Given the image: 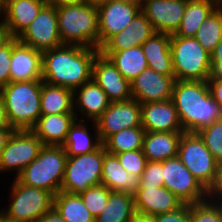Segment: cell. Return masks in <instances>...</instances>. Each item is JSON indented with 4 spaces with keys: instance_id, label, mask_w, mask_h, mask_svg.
I'll return each mask as SVG.
<instances>
[{
    "instance_id": "1",
    "label": "cell",
    "mask_w": 222,
    "mask_h": 222,
    "mask_svg": "<svg viewBox=\"0 0 222 222\" xmlns=\"http://www.w3.org/2000/svg\"><path fill=\"white\" fill-rule=\"evenodd\" d=\"M100 49L62 45L42 52V81L72 91L92 79Z\"/></svg>"
},
{
    "instance_id": "2",
    "label": "cell",
    "mask_w": 222,
    "mask_h": 222,
    "mask_svg": "<svg viewBox=\"0 0 222 222\" xmlns=\"http://www.w3.org/2000/svg\"><path fill=\"white\" fill-rule=\"evenodd\" d=\"M171 100L185 132H197L222 117L207 81L176 80Z\"/></svg>"
},
{
    "instance_id": "3",
    "label": "cell",
    "mask_w": 222,
    "mask_h": 222,
    "mask_svg": "<svg viewBox=\"0 0 222 222\" xmlns=\"http://www.w3.org/2000/svg\"><path fill=\"white\" fill-rule=\"evenodd\" d=\"M60 38L63 45L99 49L98 8L96 3L56 7Z\"/></svg>"
},
{
    "instance_id": "4",
    "label": "cell",
    "mask_w": 222,
    "mask_h": 222,
    "mask_svg": "<svg viewBox=\"0 0 222 222\" xmlns=\"http://www.w3.org/2000/svg\"><path fill=\"white\" fill-rule=\"evenodd\" d=\"M10 126L31 130L41 114V80L10 82L0 89Z\"/></svg>"
},
{
    "instance_id": "5",
    "label": "cell",
    "mask_w": 222,
    "mask_h": 222,
    "mask_svg": "<svg viewBox=\"0 0 222 222\" xmlns=\"http://www.w3.org/2000/svg\"><path fill=\"white\" fill-rule=\"evenodd\" d=\"M67 157L62 146L44 145L38 157L16 179L26 186L49 191L55 196L61 191Z\"/></svg>"
},
{
    "instance_id": "6",
    "label": "cell",
    "mask_w": 222,
    "mask_h": 222,
    "mask_svg": "<svg viewBox=\"0 0 222 222\" xmlns=\"http://www.w3.org/2000/svg\"><path fill=\"white\" fill-rule=\"evenodd\" d=\"M170 50L175 80L207 81L211 76V55L194 37L171 34Z\"/></svg>"
},
{
    "instance_id": "7",
    "label": "cell",
    "mask_w": 222,
    "mask_h": 222,
    "mask_svg": "<svg viewBox=\"0 0 222 222\" xmlns=\"http://www.w3.org/2000/svg\"><path fill=\"white\" fill-rule=\"evenodd\" d=\"M9 205L0 210L16 222H36L54 205V195L42 189L29 187L13 179L10 187Z\"/></svg>"
},
{
    "instance_id": "8",
    "label": "cell",
    "mask_w": 222,
    "mask_h": 222,
    "mask_svg": "<svg viewBox=\"0 0 222 222\" xmlns=\"http://www.w3.org/2000/svg\"><path fill=\"white\" fill-rule=\"evenodd\" d=\"M178 157L201 186L209 192L214 186L219 162L197 132H184L178 145Z\"/></svg>"
},
{
    "instance_id": "9",
    "label": "cell",
    "mask_w": 222,
    "mask_h": 222,
    "mask_svg": "<svg viewBox=\"0 0 222 222\" xmlns=\"http://www.w3.org/2000/svg\"><path fill=\"white\" fill-rule=\"evenodd\" d=\"M105 153L102 144L91 153L68 156L61 191L80 195L89 187L100 185Z\"/></svg>"
},
{
    "instance_id": "10",
    "label": "cell",
    "mask_w": 222,
    "mask_h": 222,
    "mask_svg": "<svg viewBox=\"0 0 222 222\" xmlns=\"http://www.w3.org/2000/svg\"><path fill=\"white\" fill-rule=\"evenodd\" d=\"M44 145L31 130H14L0 156V173L21 171L38 157Z\"/></svg>"
},
{
    "instance_id": "11",
    "label": "cell",
    "mask_w": 222,
    "mask_h": 222,
    "mask_svg": "<svg viewBox=\"0 0 222 222\" xmlns=\"http://www.w3.org/2000/svg\"><path fill=\"white\" fill-rule=\"evenodd\" d=\"M164 187L183 204H194L208 198V192L183 165L178 156L162 162Z\"/></svg>"
},
{
    "instance_id": "12",
    "label": "cell",
    "mask_w": 222,
    "mask_h": 222,
    "mask_svg": "<svg viewBox=\"0 0 222 222\" xmlns=\"http://www.w3.org/2000/svg\"><path fill=\"white\" fill-rule=\"evenodd\" d=\"M18 40L40 52L62 46L56 7L46 4Z\"/></svg>"
},
{
    "instance_id": "13",
    "label": "cell",
    "mask_w": 222,
    "mask_h": 222,
    "mask_svg": "<svg viewBox=\"0 0 222 222\" xmlns=\"http://www.w3.org/2000/svg\"><path fill=\"white\" fill-rule=\"evenodd\" d=\"M99 49L115 34L123 31L141 11L140 3L105 0L97 4Z\"/></svg>"
},
{
    "instance_id": "14",
    "label": "cell",
    "mask_w": 222,
    "mask_h": 222,
    "mask_svg": "<svg viewBox=\"0 0 222 222\" xmlns=\"http://www.w3.org/2000/svg\"><path fill=\"white\" fill-rule=\"evenodd\" d=\"M95 123L102 143L123 129L142 127L141 104L135 99L111 102Z\"/></svg>"
},
{
    "instance_id": "15",
    "label": "cell",
    "mask_w": 222,
    "mask_h": 222,
    "mask_svg": "<svg viewBox=\"0 0 222 222\" xmlns=\"http://www.w3.org/2000/svg\"><path fill=\"white\" fill-rule=\"evenodd\" d=\"M175 81L147 68L130 82L132 99L140 104L171 100Z\"/></svg>"
},
{
    "instance_id": "16",
    "label": "cell",
    "mask_w": 222,
    "mask_h": 222,
    "mask_svg": "<svg viewBox=\"0 0 222 222\" xmlns=\"http://www.w3.org/2000/svg\"><path fill=\"white\" fill-rule=\"evenodd\" d=\"M187 0H145L141 11L157 33L174 34L185 13Z\"/></svg>"
},
{
    "instance_id": "17",
    "label": "cell",
    "mask_w": 222,
    "mask_h": 222,
    "mask_svg": "<svg viewBox=\"0 0 222 222\" xmlns=\"http://www.w3.org/2000/svg\"><path fill=\"white\" fill-rule=\"evenodd\" d=\"M92 78L106 93L110 102H123L132 99L130 82L101 52L94 59Z\"/></svg>"
},
{
    "instance_id": "18",
    "label": "cell",
    "mask_w": 222,
    "mask_h": 222,
    "mask_svg": "<svg viewBox=\"0 0 222 222\" xmlns=\"http://www.w3.org/2000/svg\"><path fill=\"white\" fill-rule=\"evenodd\" d=\"M42 80V52L12 38L10 82Z\"/></svg>"
},
{
    "instance_id": "19",
    "label": "cell",
    "mask_w": 222,
    "mask_h": 222,
    "mask_svg": "<svg viewBox=\"0 0 222 222\" xmlns=\"http://www.w3.org/2000/svg\"><path fill=\"white\" fill-rule=\"evenodd\" d=\"M145 132H185L172 100L141 104Z\"/></svg>"
},
{
    "instance_id": "20",
    "label": "cell",
    "mask_w": 222,
    "mask_h": 222,
    "mask_svg": "<svg viewBox=\"0 0 222 222\" xmlns=\"http://www.w3.org/2000/svg\"><path fill=\"white\" fill-rule=\"evenodd\" d=\"M73 101L77 120L83 121L85 117L90 123L95 122L111 103L93 78L73 91Z\"/></svg>"
},
{
    "instance_id": "21",
    "label": "cell",
    "mask_w": 222,
    "mask_h": 222,
    "mask_svg": "<svg viewBox=\"0 0 222 222\" xmlns=\"http://www.w3.org/2000/svg\"><path fill=\"white\" fill-rule=\"evenodd\" d=\"M156 31L145 14L140 11L137 13L130 25L114 36H112L101 48L100 52H118L142 46V44L152 37Z\"/></svg>"
},
{
    "instance_id": "22",
    "label": "cell",
    "mask_w": 222,
    "mask_h": 222,
    "mask_svg": "<svg viewBox=\"0 0 222 222\" xmlns=\"http://www.w3.org/2000/svg\"><path fill=\"white\" fill-rule=\"evenodd\" d=\"M138 213L156 216L180 208L183 203L166 187H139L134 194Z\"/></svg>"
},
{
    "instance_id": "23",
    "label": "cell",
    "mask_w": 222,
    "mask_h": 222,
    "mask_svg": "<svg viewBox=\"0 0 222 222\" xmlns=\"http://www.w3.org/2000/svg\"><path fill=\"white\" fill-rule=\"evenodd\" d=\"M45 5L46 0H4L1 18L11 35L18 38Z\"/></svg>"
},
{
    "instance_id": "24",
    "label": "cell",
    "mask_w": 222,
    "mask_h": 222,
    "mask_svg": "<svg viewBox=\"0 0 222 222\" xmlns=\"http://www.w3.org/2000/svg\"><path fill=\"white\" fill-rule=\"evenodd\" d=\"M76 120L75 113L41 115L31 131L43 145L62 146Z\"/></svg>"
},
{
    "instance_id": "25",
    "label": "cell",
    "mask_w": 222,
    "mask_h": 222,
    "mask_svg": "<svg viewBox=\"0 0 222 222\" xmlns=\"http://www.w3.org/2000/svg\"><path fill=\"white\" fill-rule=\"evenodd\" d=\"M171 34L155 33L141 46L148 68L165 76H175L170 50Z\"/></svg>"
},
{
    "instance_id": "26",
    "label": "cell",
    "mask_w": 222,
    "mask_h": 222,
    "mask_svg": "<svg viewBox=\"0 0 222 222\" xmlns=\"http://www.w3.org/2000/svg\"><path fill=\"white\" fill-rule=\"evenodd\" d=\"M101 184L112 192H123L134 195L140 187V176L128 173L116 155L105 153L102 167Z\"/></svg>"
},
{
    "instance_id": "27",
    "label": "cell",
    "mask_w": 222,
    "mask_h": 222,
    "mask_svg": "<svg viewBox=\"0 0 222 222\" xmlns=\"http://www.w3.org/2000/svg\"><path fill=\"white\" fill-rule=\"evenodd\" d=\"M184 132H145L143 153L147 161L163 162L178 156V145Z\"/></svg>"
},
{
    "instance_id": "28",
    "label": "cell",
    "mask_w": 222,
    "mask_h": 222,
    "mask_svg": "<svg viewBox=\"0 0 222 222\" xmlns=\"http://www.w3.org/2000/svg\"><path fill=\"white\" fill-rule=\"evenodd\" d=\"M87 125L86 120H76L70 127L66 140L62 145L67 156L91 153L103 144L99 138L96 123L92 121L90 124V127L93 126V131H95V136L93 137Z\"/></svg>"
},
{
    "instance_id": "29",
    "label": "cell",
    "mask_w": 222,
    "mask_h": 222,
    "mask_svg": "<svg viewBox=\"0 0 222 222\" xmlns=\"http://www.w3.org/2000/svg\"><path fill=\"white\" fill-rule=\"evenodd\" d=\"M222 3V0H187L185 13L178 30L180 37H195L199 26Z\"/></svg>"
},
{
    "instance_id": "30",
    "label": "cell",
    "mask_w": 222,
    "mask_h": 222,
    "mask_svg": "<svg viewBox=\"0 0 222 222\" xmlns=\"http://www.w3.org/2000/svg\"><path fill=\"white\" fill-rule=\"evenodd\" d=\"M41 114L74 113L73 91L41 80Z\"/></svg>"
},
{
    "instance_id": "31",
    "label": "cell",
    "mask_w": 222,
    "mask_h": 222,
    "mask_svg": "<svg viewBox=\"0 0 222 222\" xmlns=\"http://www.w3.org/2000/svg\"><path fill=\"white\" fill-rule=\"evenodd\" d=\"M108 57L125 79L131 82L148 68L141 46L118 52H101Z\"/></svg>"
},
{
    "instance_id": "32",
    "label": "cell",
    "mask_w": 222,
    "mask_h": 222,
    "mask_svg": "<svg viewBox=\"0 0 222 222\" xmlns=\"http://www.w3.org/2000/svg\"><path fill=\"white\" fill-rule=\"evenodd\" d=\"M135 213L134 195L111 191L104 211L95 222H130Z\"/></svg>"
},
{
    "instance_id": "33",
    "label": "cell",
    "mask_w": 222,
    "mask_h": 222,
    "mask_svg": "<svg viewBox=\"0 0 222 222\" xmlns=\"http://www.w3.org/2000/svg\"><path fill=\"white\" fill-rule=\"evenodd\" d=\"M53 208L66 222H95L80 195L60 191L54 196Z\"/></svg>"
},
{
    "instance_id": "34",
    "label": "cell",
    "mask_w": 222,
    "mask_h": 222,
    "mask_svg": "<svg viewBox=\"0 0 222 222\" xmlns=\"http://www.w3.org/2000/svg\"><path fill=\"white\" fill-rule=\"evenodd\" d=\"M145 129L143 127H132L123 129L109 136L103 145L106 152L118 154L125 151L143 149V138Z\"/></svg>"
},
{
    "instance_id": "35",
    "label": "cell",
    "mask_w": 222,
    "mask_h": 222,
    "mask_svg": "<svg viewBox=\"0 0 222 222\" xmlns=\"http://www.w3.org/2000/svg\"><path fill=\"white\" fill-rule=\"evenodd\" d=\"M211 54L222 40V3L199 26L194 37Z\"/></svg>"
},
{
    "instance_id": "36",
    "label": "cell",
    "mask_w": 222,
    "mask_h": 222,
    "mask_svg": "<svg viewBox=\"0 0 222 222\" xmlns=\"http://www.w3.org/2000/svg\"><path fill=\"white\" fill-rule=\"evenodd\" d=\"M190 222H222V202L207 198L190 204Z\"/></svg>"
},
{
    "instance_id": "37",
    "label": "cell",
    "mask_w": 222,
    "mask_h": 222,
    "mask_svg": "<svg viewBox=\"0 0 222 222\" xmlns=\"http://www.w3.org/2000/svg\"><path fill=\"white\" fill-rule=\"evenodd\" d=\"M205 146L220 163L222 162V117L197 131Z\"/></svg>"
},
{
    "instance_id": "38",
    "label": "cell",
    "mask_w": 222,
    "mask_h": 222,
    "mask_svg": "<svg viewBox=\"0 0 222 222\" xmlns=\"http://www.w3.org/2000/svg\"><path fill=\"white\" fill-rule=\"evenodd\" d=\"M111 190L103 185L89 187L85 192L80 194L86 208L96 218L100 215L107 204Z\"/></svg>"
},
{
    "instance_id": "39",
    "label": "cell",
    "mask_w": 222,
    "mask_h": 222,
    "mask_svg": "<svg viewBox=\"0 0 222 222\" xmlns=\"http://www.w3.org/2000/svg\"><path fill=\"white\" fill-rule=\"evenodd\" d=\"M120 161L122 167L128 172L136 176H141L145 170L147 159L142 149L125 151L115 154Z\"/></svg>"
},
{
    "instance_id": "40",
    "label": "cell",
    "mask_w": 222,
    "mask_h": 222,
    "mask_svg": "<svg viewBox=\"0 0 222 222\" xmlns=\"http://www.w3.org/2000/svg\"><path fill=\"white\" fill-rule=\"evenodd\" d=\"M162 162L147 161L145 170L140 176V187H163Z\"/></svg>"
},
{
    "instance_id": "41",
    "label": "cell",
    "mask_w": 222,
    "mask_h": 222,
    "mask_svg": "<svg viewBox=\"0 0 222 222\" xmlns=\"http://www.w3.org/2000/svg\"><path fill=\"white\" fill-rule=\"evenodd\" d=\"M12 39L0 47V89L10 83Z\"/></svg>"
},
{
    "instance_id": "42",
    "label": "cell",
    "mask_w": 222,
    "mask_h": 222,
    "mask_svg": "<svg viewBox=\"0 0 222 222\" xmlns=\"http://www.w3.org/2000/svg\"><path fill=\"white\" fill-rule=\"evenodd\" d=\"M156 222H190V205L183 204L173 212L155 216Z\"/></svg>"
},
{
    "instance_id": "43",
    "label": "cell",
    "mask_w": 222,
    "mask_h": 222,
    "mask_svg": "<svg viewBox=\"0 0 222 222\" xmlns=\"http://www.w3.org/2000/svg\"><path fill=\"white\" fill-rule=\"evenodd\" d=\"M211 55V76L222 80V40L217 44Z\"/></svg>"
},
{
    "instance_id": "44",
    "label": "cell",
    "mask_w": 222,
    "mask_h": 222,
    "mask_svg": "<svg viewBox=\"0 0 222 222\" xmlns=\"http://www.w3.org/2000/svg\"><path fill=\"white\" fill-rule=\"evenodd\" d=\"M207 84L212 98L217 102L222 111V80L208 78Z\"/></svg>"
},
{
    "instance_id": "45",
    "label": "cell",
    "mask_w": 222,
    "mask_h": 222,
    "mask_svg": "<svg viewBox=\"0 0 222 222\" xmlns=\"http://www.w3.org/2000/svg\"><path fill=\"white\" fill-rule=\"evenodd\" d=\"M208 198L222 202V162L218 165L216 182L208 192Z\"/></svg>"
},
{
    "instance_id": "46",
    "label": "cell",
    "mask_w": 222,
    "mask_h": 222,
    "mask_svg": "<svg viewBox=\"0 0 222 222\" xmlns=\"http://www.w3.org/2000/svg\"><path fill=\"white\" fill-rule=\"evenodd\" d=\"M0 47L7 44L13 36L10 33L9 28L5 24L4 20L0 18Z\"/></svg>"
},
{
    "instance_id": "47",
    "label": "cell",
    "mask_w": 222,
    "mask_h": 222,
    "mask_svg": "<svg viewBox=\"0 0 222 222\" xmlns=\"http://www.w3.org/2000/svg\"><path fill=\"white\" fill-rule=\"evenodd\" d=\"M36 222H66L59 213L53 208L51 211L45 213L38 221Z\"/></svg>"
},
{
    "instance_id": "48",
    "label": "cell",
    "mask_w": 222,
    "mask_h": 222,
    "mask_svg": "<svg viewBox=\"0 0 222 222\" xmlns=\"http://www.w3.org/2000/svg\"><path fill=\"white\" fill-rule=\"evenodd\" d=\"M13 132V128H0V156L6 145L7 140Z\"/></svg>"
},
{
    "instance_id": "49",
    "label": "cell",
    "mask_w": 222,
    "mask_h": 222,
    "mask_svg": "<svg viewBox=\"0 0 222 222\" xmlns=\"http://www.w3.org/2000/svg\"><path fill=\"white\" fill-rule=\"evenodd\" d=\"M0 128H12L9 124L1 95H0Z\"/></svg>"
},
{
    "instance_id": "50",
    "label": "cell",
    "mask_w": 222,
    "mask_h": 222,
    "mask_svg": "<svg viewBox=\"0 0 222 222\" xmlns=\"http://www.w3.org/2000/svg\"><path fill=\"white\" fill-rule=\"evenodd\" d=\"M87 2V0H46L47 5L58 7L60 5L80 4Z\"/></svg>"
},
{
    "instance_id": "51",
    "label": "cell",
    "mask_w": 222,
    "mask_h": 222,
    "mask_svg": "<svg viewBox=\"0 0 222 222\" xmlns=\"http://www.w3.org/2000/svg\"><path fill=\"white\" fill-rule=\"evenodd\" d=\"M130 222H156L155 216L136 212Z\"/></svg>"
},
{
    "instance_id": "52",
    "label": "cell",
    "mask_w": 222,
    "mask_h": 222,
    "mask_svg": "<svg viewBox=\"0 0 222 222\" xmlns=\"http://www.w3.org/2000/svg\"><path fill=\"white\" fill-rule=\"evenodd\" d=\"M0 222H16V221L9 219L3 212L0 211Z\"/></svg>"
},
{
    "instance_id": "53",
    "label": "cell",
    "mask_w": 222,
    "mask_h": 222,
    "mask_svg": "<svg viewBox=\"0 0 222 222\" xmlns=\"http://www.w3.org/2000/svg\"><path fill=\"white\" fill-rule=\"evenodd\" d=\"M3 7H4V0H0V17H1L2 12H3Z\"/></svg>"
},
{
    "instance_id": "54",
    "label": "cell",
    "mask_w": 222,
    "mask_h": 222,
    "mask_svg": "<svg viewBox=\"0 0 222 222\" xmlns=\"http://www.w3.org/2000/svg\"><path fill=\"white\" fill-rule=\"evenodd\" d=\"M102 1H105V0H87V2L96 3V4H98L99 2H102Z\"/></svg>"
},
{
    "instance_id": "55",
    "label": "cell",
    "mask_w": 222,
    "mask_h": 222,
    "mask_svg": "<svg viewBox=\"0 0 222 222\" xmlns=\"http://www.w3.org/2000/svg\"><path fill=\"white\" fill-rule=\"evenodd\" d=\"M117 1H125V2L139 3V0H117Z\"/></svg>"
}]
</instances>
